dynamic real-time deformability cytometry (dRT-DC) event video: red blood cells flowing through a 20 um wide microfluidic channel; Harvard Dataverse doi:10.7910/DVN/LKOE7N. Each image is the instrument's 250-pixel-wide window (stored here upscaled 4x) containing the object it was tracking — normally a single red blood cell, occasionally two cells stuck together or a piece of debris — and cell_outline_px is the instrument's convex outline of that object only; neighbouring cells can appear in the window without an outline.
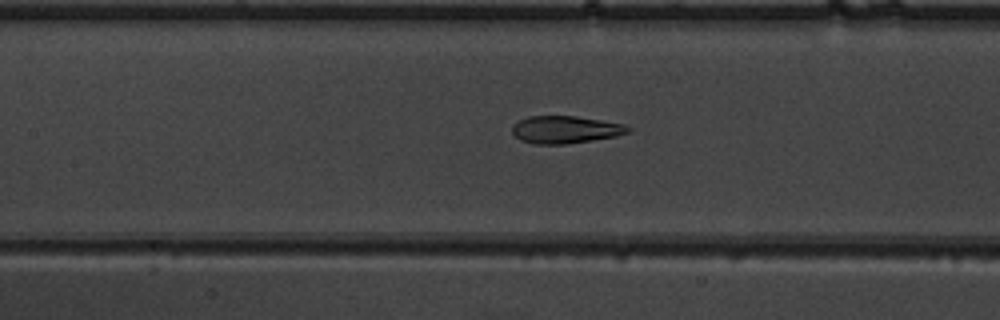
{"species": "common noctule bat (a hibernating species)", "species_latin": "Nyctalus noctula", "temperature_condition": "warm", "stored_images_in_passage": 51, "camera_frame_rate_fps": 3000, "um_per_image_px": 0.085, "animal": {"sex": "male", "body_mass_g": 19.5, "forearm_length_mm": 54.6}, "frame": {"image": 1, "passage_image": 24, "time_ms": 7.667, "image_size_px": [1000, 320], "cell_outline_px": [[632, 132], [616, 136], [568, 144], [532, 144], [520, 140], [512, 132], [512, 124], [528, 116], [576, 116], [624, 124], [632, 128]], "centroid_in_image_um": [48.06, 11.02], "position_along_channel_um": 159.3, "area_um2": 18.67}}
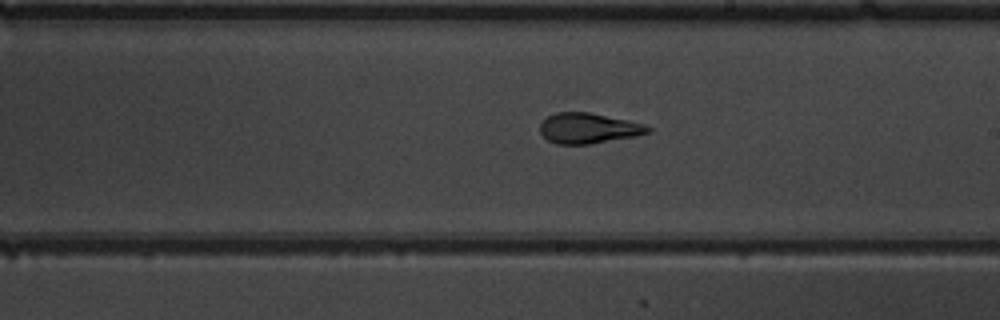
{"frame": {"image": 2, "passage_image": 30, "time_ms": 9.667, "image_size_px": [1000, 320], "cell_outline_px": [[652, 132], [636, 136], [588, 144], [556, 144], [548, 140], [540, 132], [540, 124], [548, 116], [556, 112], [588, 112], [628, 120], [644, 124], [652, 128]], "centroid_in_image_um": [50.03, 10.9], "position_along_channel_um": 239.0, "area_um2": 19.07}}
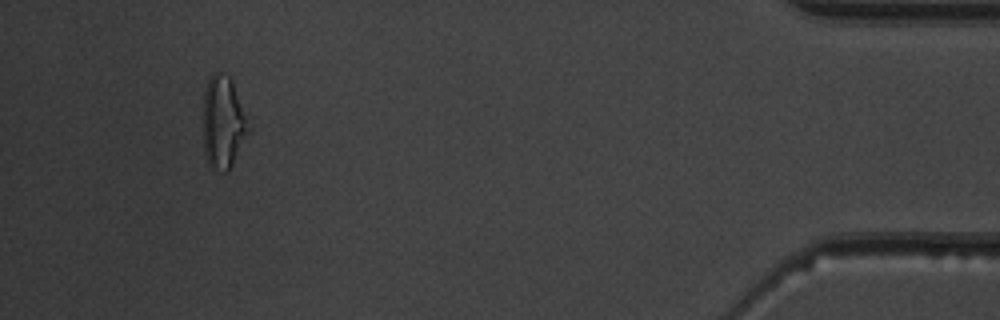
{"frame": {"image": 3, "passage_image": 48, "time_ms": 15.667, "image_size_px": [1000, 320], "cell_outline_px": [[248, 132], [228, 172], [224, 172], [208, 164], [204, 152], [204, 88], [208, 80], [216, 72], [220, 72], [228, 76], [232, 80], [248, 128]], "centroid_in_image_um": [18.92, 10.4], "position_along_channel_um": 416.3, "area_um2": 23.47}, "authors_computed_cell_mechanics": {"area_um2": 19.8832, "velocity_mm_per_s": 3.9947, "shape_relaxation_time_tau1_ms": null, "shape_relaxation_time_tau2_ms": 1.0645, "deformation_change_tau1": null, "deformation_change_tau2": 0.0866}}